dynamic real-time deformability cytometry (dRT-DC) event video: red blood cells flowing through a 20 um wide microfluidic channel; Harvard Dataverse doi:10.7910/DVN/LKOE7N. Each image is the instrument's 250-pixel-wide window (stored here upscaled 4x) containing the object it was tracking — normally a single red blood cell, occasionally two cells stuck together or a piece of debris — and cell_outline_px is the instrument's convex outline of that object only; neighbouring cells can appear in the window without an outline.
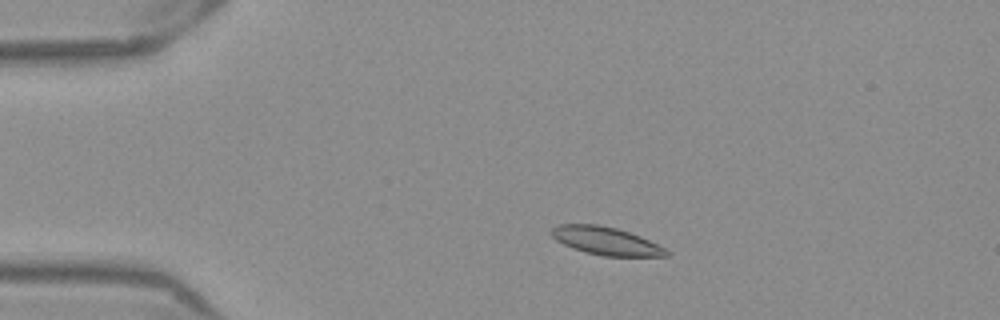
{"species": "Egyptian fruit bat (a non-hibernating species)", "species_latin": "Rousettus aegyptiacus", "temperature_condition": "warm", "stored_images_in_passage": 50, "camera_frame_rate_fps": 3000, "um_per_image_px": 0.085, "frame": {"image": 1, "passage_image": 8, "time_ms": 2.333, "image_size_px": [1000, 320], "cell_outline_px": [[668, 256], [604, 256], [584, 252], [572, 248], [556, 240], [548, 232], [552, 228], [560, 224], [600, 224], [616, 228], [640, 236], [664, 248], [668, 252]], "centroid_in_image_um": [51.44, 20.47], "position_along_channel_um": 33.6, "area_um2": 18.61}}
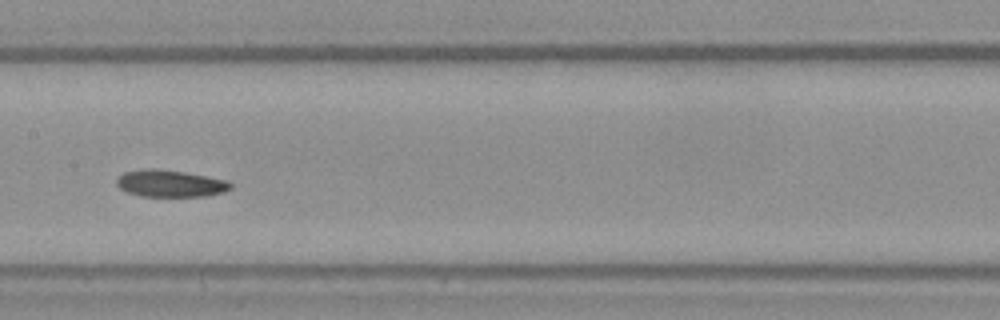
{"frame": {"image": 2, "passage_image": 24, "time_ms": 7.667, "image_size_px": [1000, 320], "cell_outline_px": [[232, 188], [224, 192], [208, 196], [140, 196], [128, 192], [120, 188], [116, 184], [116, 176], [124, 172], [144, 168], [156, 168], [184, 172], [228, 180], [232, 184]], "centroid_in_image_um": [14.46, 15.59], "position_along_channel_um": 192.9, "area_um2": 18.09}}
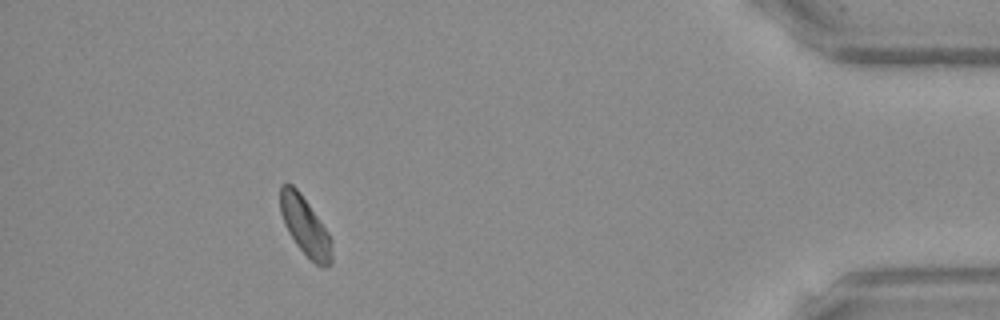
{"frame": {"image": 3, "passage_image": 45, "time_ms": 14.667, "image_size_px": [1000, 320], "cell_outline_px": [[332, 264], [328, 268], [324, 268], [316, 264], [296, 244], [288, 232], [284, 224], [280, 212], [280, 184], [292, 184], [300, 192], [328, 232], [332, 240]], "centroid_in_image_um": [25.94, 19.24], "position_along_channel_um": 409.3, "area_um2": 17.63}, "authors_computed_cell_mechanics": {"area_um2": 18.207, "velocity_mm_per_s": 3.8764, "shape_relaxation_time_tau1_ms": 8.0244, "shape_relaxation_time_tau2_ms": 7.0554, "deformation_change_tau1": 0.1595, "deformation_change_tau2": 0.1355}}